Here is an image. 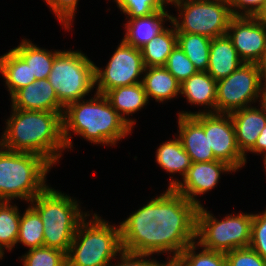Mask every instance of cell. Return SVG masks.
<instances>
[{"mask_svg": "<svg viewBox=\"0 0 266 266\" xmlns=\"http://www.w3.org/2000/svg\"><path fill=\"white\" fill-rule=\"evenodd\" d=\"M198 208L174 189H166L119 223L123 250L176 258L196 241Z\"/></svg>", "mask_w": 266, "mask_h": 266, "instance_id": "1", "label": "cell"}, {"mask_svg": "<svg viewBox=\"0 0 266 266\" xmlns=\"http://www.w3.org/2000/svg\"><path fill=\"white\" fill-rule=\"evenodd\" d=\"M63 112L27 111L11 107L0 146L4 149L34 153L44 157L52 166L67 149L63 137Z\"/></svg>", "mask_w": 266, "mask_h": 266, "instance_id": "2", "label": "cell"}, {"mask_svg": "<svg viewBox=\"0 0 266 266\" xmlns=\"http://www.w3.org/2000/svg\"><path fill=\"white\" fill-rule=\"evenodd\" d=\"M63 137L68 149L73 147L71 131L100 145L116 146L134 130L112 107L108 98L95 92L89 100L80 99L64 108Z\"/></svg>", "mask_w": 266, "mask_h": 266, "instance_id": "3", "label": "cell"}, {"mask_svg": "<svg viewBox=\"0 0 266 266\" xmlns=\"http://www.w3.org/2000/svg\"><path fill=\"white\" fill-rule=\"evenodd\" d=\"M53 167L44 157L0 146V201L14 199L28 204L49 185L46 175Z\"/></svg>", "mask_w": 266, "mask_h": 266, "instance_id": "4", "label": "cell"}, {"mask_svg": "<svg viewBox=\"0 0 266 266\" xmlns=\"http://www.w3.org/2000/svg\"><path fill=\"white\" fill-rule=\"evenodd\" d=\"M76 199L48 186L30 201L44 227V246L67 254L80 223L88 216Z\"/></svg>", "mask_w": 266, "mask_h": 266, "instance_id": "5", "label": "cell"}, {"mask_svg": "<svg viewBox=\"0 0 266 266\" xmlns=\"http://www.w3.org/2000/svg\"><path fill=\"white\" fill-rule=\"evenodd\" d=\"M79 225L66 254L67 266H108L122 251L120 224H109L98 214ZM87 220V221H86Z\"/></svg>", "mask_w": 266, "mask_h": 266, "instance_id": "6", "label": "cell"}, {"mask_svg": "<svg viewBox=\"0 0 266 266\" xmlns=\"http://www.w3.org/2000/svg\"><path fill=\"white\" fill-rule=\"evenodd\" d=\"M48 81L65 108L95 88V64L81 50H63L54 59Z\"/></svg>", "mask_w": 266, "mask_h": 266, "instance_id": "7", "label": "cell"}, {"mask_svg": "<svg viewBox=\"0 0 266 266\" xmlns=\"http://www.w3.org/2000/svg\"><path fill=\"white\" fill-rule=\"evenodd\" d=\"M200 206L197 211L196 242L203 248L229 252L249 247L253 213L226 214L219 220Z\"/></svg>", "mask_w": 266, "mask_h": 266, "instance_id": "8", "label": "cell"}, {"mask_svg": "<svg viewBox=\"0 0 266 266\" xmlns=\"http://www.w3.org/2000/svg\"><path fill=\"white\" fill-rule=\"evenodd\" d=\"M171 4L179 11L177 17L172 15L176 33L199 34L210 39L227 34L230 19L233 17L228 2L176 0Z\"/></svg>", "mask_w": 266, "mask_h": 266, "instance_id": "9", "label": "cell"}, {"mask_svg": "<svg viewBox=\"0 0 266 266\" xmlns=\"http://www.w3.org/2000/svg\"><path fill=\"white\" fill-rule=\"evenodd\" d=\"M262 88L259 64L243 63L229 76L217 81L216 113L230 114L260 102Z\"/></svg>", "mask_w": 266, "mask_h": 266, "instance_id": "10", "label": "cell"}, {"mask_svg": "<svg viewBox=\"0 0 266 266\" xmlns=\"http://www.w3.org/2000/svg\"><path fill=\"white\" fill-rule=\"evenodd\" d=\"M144 70L141 49L121 40L105 68L95 65V91L105 95L113 88L141 83Z\"/></svg>", "mask_w": 266, "mask_h": 266, "instance_id": "11", "label": "cell"}, {"mask_svg": "<svg viewBox=\"0 0 266 266\" xmlns=\"http://www.w3.org/2000/svg\"><path fill=\"white\" fill-rule=\"evenodd\" d=\"M204 133H208L209 147L217 160L224 161L235 171L246 164L237 142L230 114L203 113Z\"/></svg>", "mask_w": 266, "mask_h": 266, "instance_id": "12", "label": "cell"}, {"mask_svg": "<svg viewBox=\"0 0 266 266\" xmlns=\"http://www.w3.org/2000/svg\"><path fill=\"white\" fill-rule=\"evenodd\" d=\"M227 36L244 63L261 62L266 50V23L257 17L233 16Z\"/></svg>", "mask_w": 266, "mask_h": 266, "instance_id": "13", "label": "cell"}, {"mask_svg": "<svg viewBox=\"0 0 266 266\" xmlns=\"http://www.w3.org/2000/svg\"><path fill=\"white\" fill-rule=\"evenodd\" d=\"M236 172L230 165L224 161L215 160L210 162H192L185 177L181 180L170 177L167 189H174L177 193L183 195L190 202L199 207L201 201L197 195H202L215 188L221 178V173Z\"/></svg>", "mask_w": 266, "mask_h": 266, "instance_id": "14", "label": "cell"}, {"mask_svg": "<svg viewBox=\"0 0 266 266\" xmlns=\"http://www.w3.org/2000/svg\"><path fill=\"white\" fill-rule=\"evenodd\" d=\"M177 137L190 156L191 162H210L217 160L209 147L208 133L203 129V113L194 116L178 115Z\"/></svg>", "mask_w": 266, "mask_h": 266, "instance_id": "15", "label": "cell"}, {"mask_svg": "<svg viewBox=\"0 0 266 266\" xmlns=\"http://www.w3.org/2000/svg\"><path fill=\"white\" fill-rule=\"evenodd\" d=\"M11 107L27 111L63 112L56 92L48 79L36 80L34 83L17 90L11 96Z\"/></svg>", "mask_w": 266, "mask_h": 266, "instance_id": "16", "label": "cell"}, {"mask_svg": "<svg viewBox=\"0 0 266 266\" xmlns=\"http://www.w3.org/2000/svg\"><path fill=\"white\" fill-rule=\"evenodd\" d=\"M260 105V108L247 106L230 113L235 127L236 142L245 156L246 163V153L254 147L259 134L266 126V110L262 104Z\"/></svg>", "mask_w": 266, "mask_h": 266, "instance_id": "17", "label": "cell"}, {"mask_svg": "<svg viewBox=\"0 0 266 266\" xmlns=\"http://www.w3.org/2000/svg\"><path fill=\"white\" fill-rule=\"evenodd\" d=\"M216 89L215 81L206 71H198L180 84V94L185 96L191 105H199L208 110L198 112L181 111L178 115L194 116L200 113H216Z\"/></svg>", "mask_w": 266, "mask_h": 266, "instance_id": "18", "label": "cell"}, {"mask_svg": "<svg viewBox=\"0 0 266 266\" xmlns=\"http://www.w3.org/2000/svg\"><path fill=\"white\" fill-rule=\"evenodd\" d=\"M127 19L129 20L124 24L126 33L122 40L128 45L141 49L167 28L164 24L168 20L172 22V15L168 10H160L147 17Z\"/></svg>", "mask_w": 266, "mask_h": 266, "instance_id": "19", "label": "cell"}, {"mask_svg": "<svg viewBox=\"0 0 266 266\" xmlns=\"http://www.w3.org/2000/svg\"><path fill=\"white\" fill-rule=\"evenodd\" d=\"M243 63L227 34L211 40L206 72L215 81L226 78Z\"/></svg>", "mask_w": 266, "mask_h": 266, "instance_id": "20", "label": "cell"}, {"mask_svg": "<svg viewBox=\"0 0 266 266\" xmlns=\"http://www.w3.org/2000/svg\"><path fill=\"white\" fill-rule=\"evenodd\" d=\"M105 96L116 112L132 128H134L133 125L136 120L130 119L129 115H133V113L141 110L149 103L142 83L113 88L109 90Z\"/></svg>", "mask_w": 266, "mask_h": 266, "instance_id": "21", "label": "cell"}, {"mask_svg": "<svg viewBox=\"0 0 266 266\" xmlns=\"http://www.w3.org/2000/svg\"><path fill=\"white\" fill-rule=\"evenodd\" d=\"M142 78L148 101L153 98L163 103L180 94V83L164 66L145 67Z\"/></svg>", "mask_w": 266, "mask_h": 266, "instance_id": "22", "label": "cell"}, {"mask_svg": "<svg viewBox=\"0 0 266 266\" xmlns=\"http://www.w3.org/2000/svg\"><path fill=\"white\" fill-rule=\"evenodd\" d=\"M0 74L5 79L10 96L36 81L27 62L13 48L0 56Z\"/></svg>", "mask_w": 266, "mask_h": 266, "instance_id": "23", "label": "cell"}, {"mask_svg": "<svg viewBox=\"0 0 266 266\" xmlns=\"http://www.w3.org/2000/svg\"><path fill=\"white\" fill-rule=\"evenodd\" d=\"M13 49L27 62L32 72V78H36V80L48 78L54 59L61 52L60 50L49 51L40 48L29 39H23L20 45Z\"/></svg>", "mask_w": 266, "mask_h": 266, "instance_id": "24", "label": "cell"}, {"mask_svg": "<svg viewBox=\"0 0 266 266\" xmlns=\"http://www.w3.org/2000/svg\"><path fill=\"white\" fill-rule=\"evenodd\" d=\"M177 45V33L174 24L154 37L141 48L145 67L165 66L168 56Z\"/></svg>", "mask_w": 266, "mask_h": 266, "instance_id": "25", "label": "cell"}, {"mask_svg": "<svg viewBox=\"0 0 266 266\" xmlns=\"http://www.w3.org/2000/svg\"><path fill=\"white\" fill-rule=\"evenodd\" d=\"M155 162L170 174L179 173L182 179L187 174L191 166L190 156L184 150L181 141L175 136V139L162 143L156 150Z\"/></svg>", "mask_w": 266, "mask_h": 266, "instance_id": "26", "label": "cell"}, {"mask_svg": "<svg viewBox=\"0 0 266 266\" xmlns=\"http://www.w3.org/2000/svg\"><path fill=\"white\" fill-rule=\"evenodd\" d=\"M211 40L199 34L177 33V44L197 71H207Z\"/></svg>", "mask_w": 266, "mask_h": 266, "instance_id": "27", "label": "cell"}, {"mask_svg": "<svg viewBox=\"0 0 266 266\" xmlns=\"http://www.w3.org/2000/svg\"><path fill=\"white\" fill-rule=\"evenodd\" d=\"M22 243L30 249L44 246V227L38 212L30 205L20 217L16 244Z\"/></svg>", "mask_w": 266, "mask_h": 266, "instance_id": "28", "label": "cell"}, {"mask_svg": "<svg viewBox=\"0 0 266 266\" xmlns=\"http://www.w3.org/2000/svg\"><path fill=\"white\" fill-rule=\"evenodd\" d=\"M12 202L0 201V247L11 251L16 246L21 214Z\"/></svg>", "mask_w": 266, "mask_h": 266, "instance_id": "29", "label": "cell"}, {"mask_svg": "<svg viewBox=\"0 0 266 266\" xmlns=\"http://www.w3.org/2000/svg\"><path fill=\"white\" fill-rule=\"evenodd\" d=\"M198 247V248H197ZM202 248L198 253L196 250ZM181 266H227L224 252L208 250L196 241L188 245L178 256Z\"/></svg>", "mask_w": 266, "mask_h": 266, "instance_id": "30", "label": "cell"}, {"mask_svg": "<svg viewBox=\"0 0 266 266\" xmlns=\"http://www.w3.org/2000/svg\"><path fill=\"white\" fill-rule=\"evenodd\" d=\"M19 258L23 266H67L65 252L46 246L30 249Z\"/></svg>", "mask_w": 266, "mask_h": 266, "instance_id": "31", "label": "cell"}, {"mask_svg": "<svg viewBox=\"0 0 266 266\" xmlns=\"http://www.w3.org/2000/svg\"><path fill=\"white\" fill-rule=\"evenodd\" d=\"M126 18L147 17L160 10H167L166 0H114ZM166 5V6H165Z\"/></svg>", "mask_w": 266, "mask_h": 266, "instance_id": "32", "label": "cell"}, {"mask_svg": "<svg viewBox=\"0 0 266 266\" xmlns=\"http://www.w3.org/2000/svg\"><path fill=\"white\" fill-rule=\"evenodd\" d=\"M164 67L180 84L198 72L178 44L168 56L167 63Z\"/></svg>", "mask_w": 266, "mask_h": 266, "instance_id": "33", "label": "cell"}, {"mask_svg": "<svg viewBox=\"0 0 266 266\" xmlns=\"http://www.w3.org/2000/svg\"><path fill=\"white\" fill-rule=\"evenodd\" d=\"M249 247L266 260V210L263 213L253 214Z\"/></svg>", "mask_w": 266, "mask_h": 266, "instance_id": "34", "label": "cell"}, {"mask_svg": "<svg viewBox=\"0 0 266 266\" xmlns=\"http://www.w3.org/2000/svg\"><path fill=\"white\" fill-rule=\"evenodd\" d=\"M79 0H44L56 15L58 22L62 24L66 30H70L75 17Z\"/></svg>", "mask_w": 266, "mask_h": 266, "instance_id": "35", "label": "cell"}, {"mask_svg": "<svg viewBox=\"0 0 266 266\" xmlns=\"http://www.w3.org/2000/svg\"><path fill=\"white\" fill-rule=\"evenodd\" d=\"M225 254L227 266H266V260L251 247L238 248Z\"/></svg>", "mask_w": 266, "mask_h": 266, "instance_id": "36", "label": "cell"}, {"mask_svg": "<svg viewBox=\"0 0 266 266\" xmlns=\"http://www.w3.org/2000/svg\"><path fill=\"white\" fill-rule=\"evenodd\" d=\"M265 2L266 0H232L229 5L233 16L256 17Z\"/></svg>", "mask_w": 266, "mask_h": 266, "instance_id": "37", "label": "cell"}, {"mask_svg": "<svg viewBox=\"0 0 266 266\" xmlns=\"http://www.w3.org/2000/svg\"><path fill=\"white\" fill-rule=\"evenodd\" d=\"M118 256L115 258L119 260L118 263L110 262L108 266H155L159 262L154 258L150 259L151 254L132 253L124 250Z\"/></svg>", "mask_w": 266, "mask_h": 266, "instance_id": "38", "label": "cell"}, {"mask_svg": "<svg viewBox=\"0 0 266 266\" xmlns=\"http://www.w3.org/2000/svg\"><path fill=\"white\" fill-rule=\"evenodd\" d=\"M257 155L264 154L263 159L266 158V126L263 128L254 147L249 151Z\"/></svg>", "mask_w": 266, "mask_h": 266, "instance_id": "39", "label": "cell"}, {"mask_svg": "<svg viewBox=\"0 0 266 266\" xmlns=\"http://www.w3.org/2000/svg\"><path fill=\"white\" fill-rule=\"evenodd\" d=\"M261 79L264 81L263 84H266V50L263 59L259 63Z\"/></svg>", "mask_w": 266, "mask_h": 266, "instance_id": "40", "label": "cell"}, {"mask_svg": "<svg viewBox=\"0 0 266 266\" xmlns=\"http://www.w3.org/2000/svg\"><path fill=\"white\" fill-rule=\"evenodd\" d=\"M165 263L158 262L155 266H181V262L178 258H167Z\"/></svg>", "mask_w": 266, "mask_h": 266, "instance_id": "41", "label": "cell"}, {"mask_svg": "<svg viewBox=\"0 0 266 266\" xmlns=\"http://www.w3.org/2000/svg\"><path fill=\"white\" fill-rule=\"evenodd\" d=\"M260 21L266 23V2L262 10L259 12V14L256 16Z\"/></svg>", "mask_w": 266, "mask_h": 266, "instance_id": "42", "label": "cell"}, {"mask_svg": "<svg viewBox=\"0 0 266 266\" xmlns=\"http://www.w3.org/2000/svg\"><path fill=\"white\" fill-rule=\"evenodd\" d=\"M260 103L263 105L264 109L266 110V84H264L262 88V95H261Z\"/></svg>", "mask_w": 266, "mask_h": 266, "instance_id": "43", "label": "cell"}, {"mask_svg": "<svg viewBox=\"0 0 266 266\" xmlns=\"http://www.w3.org/2000/svg\"><path fill=\"white\" fill-rule=\"evenodd\" d=\"M4 250L0 247V259L2 260L3 259V255H4Z\"/></svg>", "mask_w": 266, "mask_h": 266, "instance_id": "44", "label": "cell"}, {"mask_svg": "<svg viewBox=\"0 0 266 266\" xmlns=\"http://www.w3.org/2000/svg\"><path fill=\"white\" fill-rule=\"evenodd\" d=\"M264 162V168H265V174H266V158L263 159Z\"/></svg>", "mask_w": 266, "mask_h": 266, "instance_id": "45", "label": "cell"}, {"mask_svg": "<svg viewBox=\"0 0 266 266\" xmlns=\"http://www.w3.org/2000/svg\"><path fill=\"white\" fill-rule=\"evenodd\" d=\"M168 3H169V5L173 2V1H176V0H166Z\"/></svg>", "mask_w": 266, "mask_h": 266, "instance_id": "46", "label": "cell"}, {"mask_svg": "<svg viewBox=\"0 0 266 266\" xmlns=\"http://www.w3.org/2000/svg\"><path fill=\"white\" fill-rule=\"evenodd\" d=\"M223 1H226V2L230 3L232 0H223Z\"/></svg>", "mask_w": 266, "mask_h": 266, "instance_id": "47", "label": "cell"}]
</instances>
